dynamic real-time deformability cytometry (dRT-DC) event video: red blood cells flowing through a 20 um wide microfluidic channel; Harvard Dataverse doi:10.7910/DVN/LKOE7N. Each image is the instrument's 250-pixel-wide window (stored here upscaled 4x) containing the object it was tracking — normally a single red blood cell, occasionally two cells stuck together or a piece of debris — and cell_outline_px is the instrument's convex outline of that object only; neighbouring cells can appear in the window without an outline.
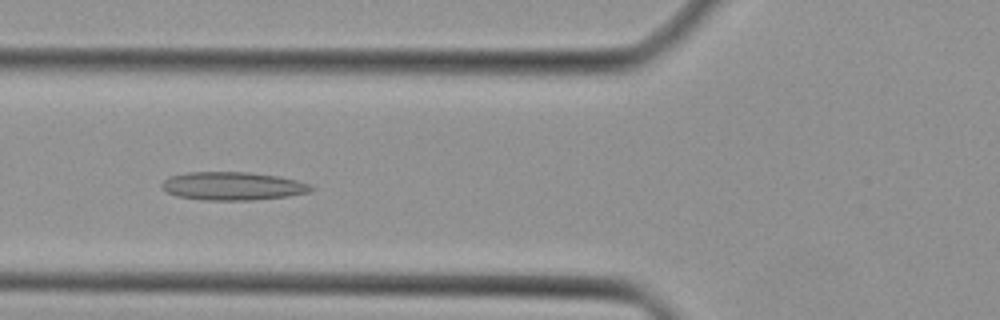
{"species": "Egyptian fruit bat (a non-hibernating species)", "species_latin": "Rousettus aegyptiacus", "temperature_condition": "cold", "stored_images_in_passage": 42, "camera_frame_rate_fps": 3000, "um_per_image_px": 0.085, "animal": {"sex": "female"}, "frame": {"image": 1, "passage_image": 15, "time_ms": 4.667, "image_size_px": [1000, 320], "cell_outline_px": [[316, 188], [308, 192], [288, 196], [252, 200], [204, 200], [176, 196], [168, 192], [160, 184], [168, 176], [188, 172], [252, 172], [276, 176], [296, 180], [312, 184]], "centroid_in_image_um": [19.79, 15.81], "position_along_channel_um": 106.0, "area_um2": 24.62}}
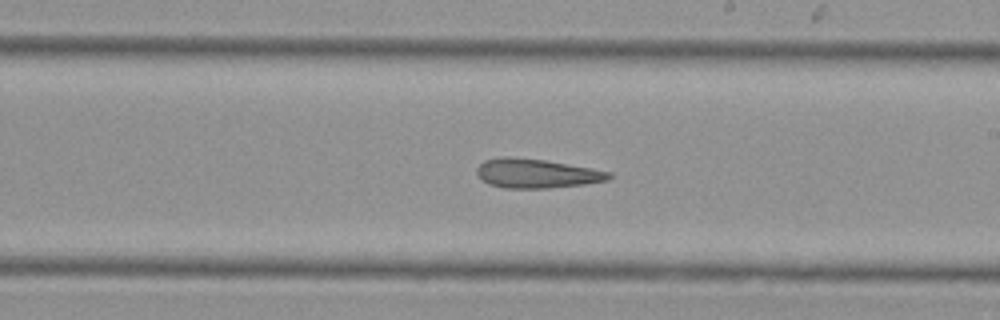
{"frame": {"image": 2, "passage_image": 24, "time_ms": 7.667, "image_size_px": [1000, 320], "cell_outline_px": [[612, 176], [608, 180], [584, 184], [548, 188], [504, 188], [488, 184], [476, 172], [476, 168], [484, 160], [500, 156], [508, 156], [544, 160], [592, 168], [612, 172]], "centroid_in_image_um": [45.6, 14.73], "position_along_channel_um": 243.4, "area_um2": 22.48}}
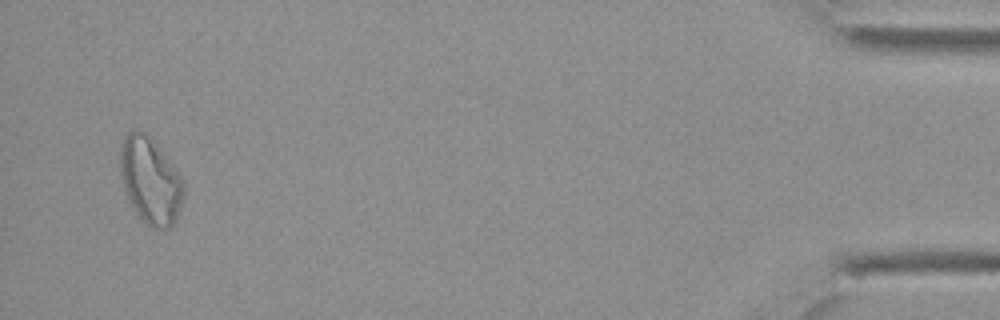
{"frame": {"image": 3, "passage_image": 41, "time_ms": 13.333, "image_size_px": [1000, 320], "cell_outline_px": [[184, 196], [176, 220], [168, 228], [152, 228], [136, 212], [124, 188], [120, 172], [120, 148], [124, 136], [128, 132], [136, 128], [144, 132], [148, 136], [184, 180]], "centroid_in_image_um": [12.78, 15.34], "position_along_channel_um": 422.4, "area_um2": 31.33}}